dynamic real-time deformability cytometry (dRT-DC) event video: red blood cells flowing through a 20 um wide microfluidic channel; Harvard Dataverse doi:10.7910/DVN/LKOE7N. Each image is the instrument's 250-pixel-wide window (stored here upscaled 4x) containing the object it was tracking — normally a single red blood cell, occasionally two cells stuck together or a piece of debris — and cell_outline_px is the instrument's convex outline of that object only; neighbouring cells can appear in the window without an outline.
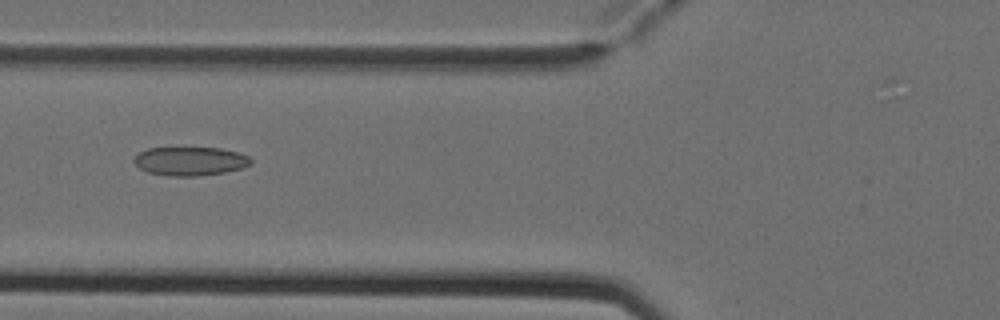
{"species": "Egyptian fruit bat (a non-hibernating species)", "species_latin": "Rousettus aegyptiacus", "temperature_condition": "cold", "stored_images_in_passage": 6, "camera_frame_rate_fps": 3000, "um_per_image_px": 0.085, "animal": {"sex": "female"}, "frame": {"image": 1, "passage_image": 5, "time_ms": 1.333, "image_size_px": [1000, 320], "cell_outline_px": [[252, 164], [244, 168], [224, 172], [200, 176], [172, 176], [148, 172], [140, 168], [132, 160], [140, 152], [148, 148], [220, 148], [240, 152], [248, 156], [252, 160]], "centroid_in_image_um": [16.21, 13.7], "position_along_channel_um": 109.6, "area_um2": 19.59}}
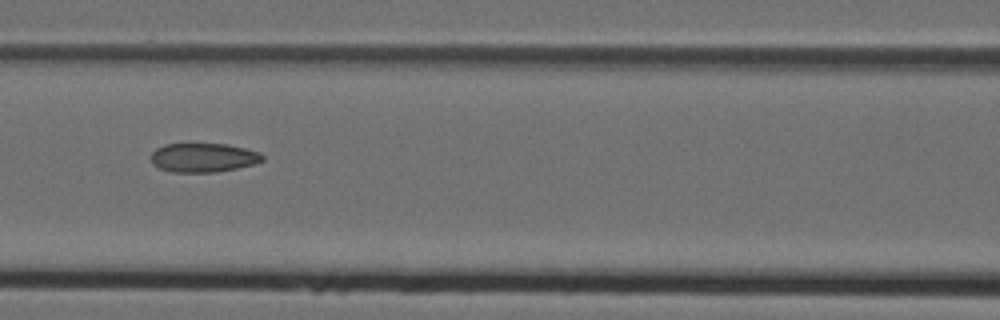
{"frame": {"image": 2, "passage_image": 6, "time_ms": 1.667, "image_size_px": [1000, 320], "cell_outline_px": [[264, 160], [256, 164], [216, 172], [172, 172], [160, 168], [152, 164], [152, 152], [156, 148], [164, 144], [228, 144], [260, 152], [264, 156]], "centroid_in_image_um": [17.31, 13.39], "position_along_channel_um": 149.3, "area_um2": 18.9}}